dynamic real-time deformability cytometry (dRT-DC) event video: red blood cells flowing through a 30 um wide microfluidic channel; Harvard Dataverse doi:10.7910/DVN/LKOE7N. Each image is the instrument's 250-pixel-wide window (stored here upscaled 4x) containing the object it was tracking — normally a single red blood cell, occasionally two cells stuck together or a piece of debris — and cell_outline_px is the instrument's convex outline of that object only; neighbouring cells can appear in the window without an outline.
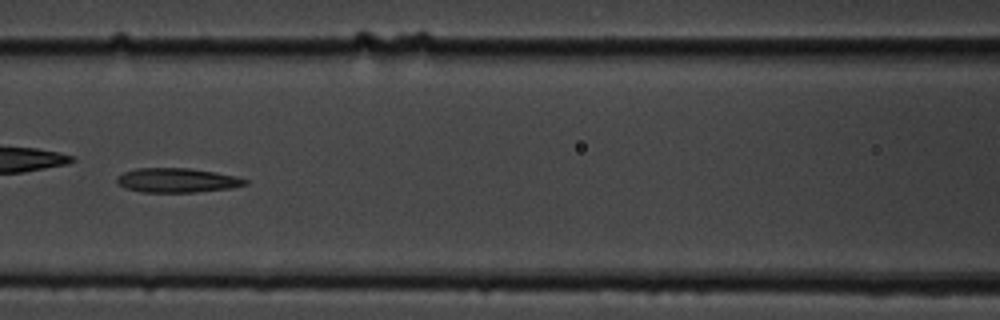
{"species": "common noctule bat (a hibernating species)", "species_latin": "Nyctalus noctula", "temperature_condition": "cold", "stored_images_in_passage": 46, "camera_frame_rate_fps": 3000, "um_per_image_px": 0.085, "animal": {"sex": "male", "body_mass_g": 19.5, "forearm_length_mm": 54.6}, "frame": {"image": 1, "passage_image": 17, "time_ms": 5.333, "image_size_px": [1000, 320], "cell_outline_px": [[248, 184], [232, 188], [196, 192], [140, 192], [124, 188], [116, 184], [116, 176], [124, 172], [136, 168], [188, 168], [216, 172], [236, 176], [248, 180]], "centroid_in_image_um": [15.02, 15.33], "position_along_channel_um": 151.6, "area_um2": 18.44}}
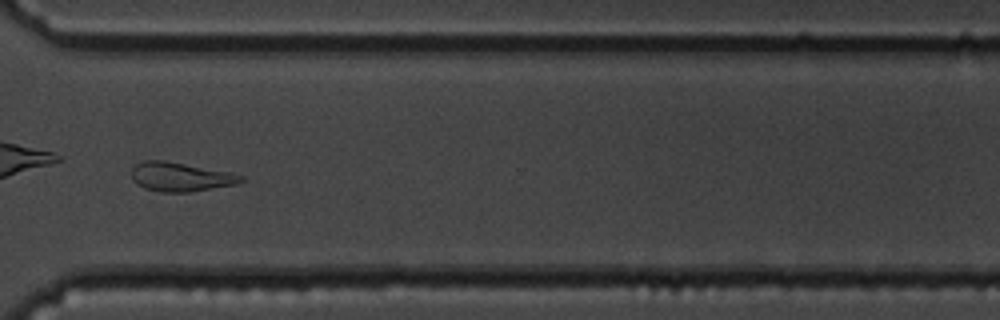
{"frame": {"image": 2, "passage_image": 34, "time_ms": 11.0, "image_size_px": [1000, 320], "cell_outline_px": [[244, 180], [236, 184], [188, 192], [160, 192], [144, 188], [136, 184], [132, 180], [132, 168], [136, 164], [144, 160], [164, 160], [228, 172], [244, 176]], "centroid_in_image_um": [15.29, 15.03], "position_along_channel_um": 355.3, "area_um2": 18.38}}
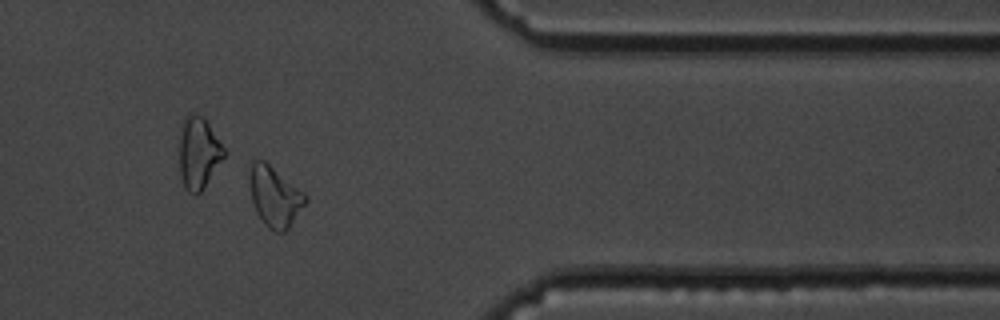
{"frame": {"image": 3, "passage_image": 38, "time_ms": 12.333, "image_size_px": [1000, 320], "cell_outline_px": [[308, 200], [288, 228], [284, 232], [276, 232], [268, 228], [264, 224], [256, 212], [252, 200], [248, 180], [248, 172], [252, 160], [264, 160], [304, 192], [308, 196]], "centroid_in_image_um": [23.33, 16.69], "position_along_channel_um": 388.1, "area_um2": 19.71}, "authors_computed_cell_mechanics": {"area_um2": 18.7561, "velocity_mm_per_s": 3.5966, "shape_relaxation_time_tau1_ms": null, "shape_relaxation_time_tau2_ms": 7.4455, "deformation_change_tau1": null, "deformation_change_tau2": 0.1849}}